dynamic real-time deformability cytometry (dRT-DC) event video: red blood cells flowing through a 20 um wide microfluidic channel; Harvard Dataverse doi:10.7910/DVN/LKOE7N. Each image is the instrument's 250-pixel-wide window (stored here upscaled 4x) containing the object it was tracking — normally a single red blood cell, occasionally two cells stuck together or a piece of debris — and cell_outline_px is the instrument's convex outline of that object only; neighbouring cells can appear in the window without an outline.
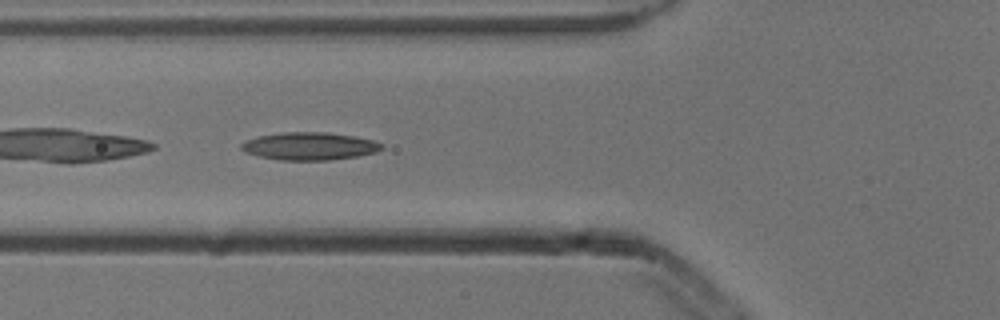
{"species": "common noctule bat (a hibernating species)", "species_latin": "Nyctalus noctula", "temperature_condition": "cold", "stored_images_in_passage": 4, "camera_frame_rate_fps": 3000, "um_per_image_px": 0.085, "animal": {"sex": "male", "body_mass_g": 13.3}, "frame": {"image": 1, "passage_image": 4, "time_ms": 1.0, "image_size_px": [1000, 320], "cell_outline_px": [[384, 148], [376, 152], [356, 156], [328, 160], [280, 160], [260, 156], [244, 152], [240, 148], [240, 144], [248, 140], [260, 136], [280, 132], [324, 132], [356, 136], [372, 140], [384, 144]], "centroid_in_image_um": [26.32, 12.42], "position_along_channel_um": 99.5, "area_um2": 22.6}}